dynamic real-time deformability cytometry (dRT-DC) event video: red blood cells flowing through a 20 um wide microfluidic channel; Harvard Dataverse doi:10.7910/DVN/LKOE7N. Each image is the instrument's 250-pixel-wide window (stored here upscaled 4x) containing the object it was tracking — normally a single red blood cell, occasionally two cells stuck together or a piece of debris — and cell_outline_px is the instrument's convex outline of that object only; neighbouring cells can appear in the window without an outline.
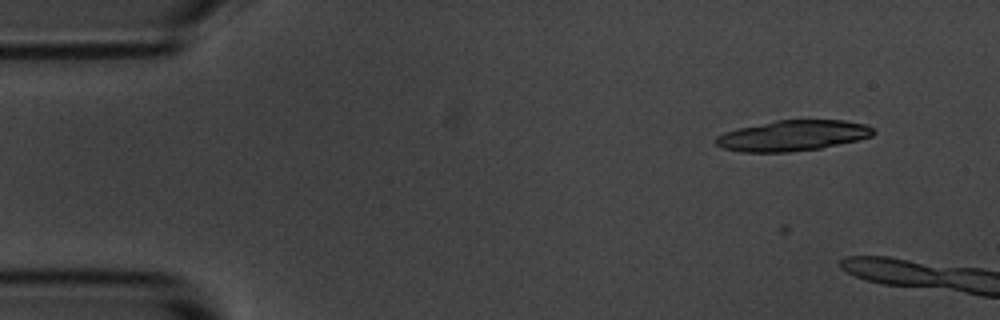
{"species": "common noctule bat (a hibernating species)", "species_latin": "Nyctalus noctula", "temperature_condition": "room temperature", "stored_images_in_passage": 9, "camera_frame_rate_fps": 3000, "um_per_image_px": 0.085, "animal": {"sex": "male", "body_mass_g": 20.1, "forearm_length_mm": 53.5}, "frame": {"image": 1, "passage_image": 6, "time_ms": 1.667, "image_size_px": [1000, 320], "cell_outline_px": [[876, 132], [872, 136], [856, 140], [820, 148], [788, 152], [740, 152], [724, 148], [716, 144], [716, 136], [724, 132], [736, 128], [776, 120], [844, 120], [864, 124], [872, 128]], "centroid_in_image_um": [67.35, 11.52], "position_along_channel_um": 17.6, "area_um2": 27.98}}